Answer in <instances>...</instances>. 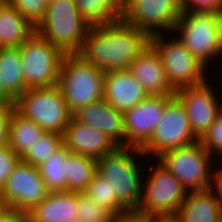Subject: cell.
<instances>
[{"label":"cell","mask_w":222,"mask_h":222,"mask_svg":"<svg viewBox=\"0 0 222 222\" xmlns=\"http://www.w3.org/2000/svg\"><path fill=\"white\" fill-rule=\"evenodd\" d=\"M151 45V36L122 19L91 26L79 52L85 61L104 73L126 70Z\"/></svg>","instance_id":"6da1fadb"},{"label":"cell","mask_w":222,"mask_h":222,"mask_svg":"<svg viewBox=\"0 0 222 222\" xmlns=\"http://www.w3.org/2000/svg\"><path fill=\"white\" fill-rule=\"evenodd\" d=\"M91 25L79 13L75 0H50L36 33L64 54L78 53Z\"/></svg>","instance_id":"7a4b0ae2"},{"label":"cell","mask_w":222,"mask_h":222,"mask_svg":"<svg viewBox=\"0 0 222 222\" xmlns=\"http://www.w3.org/2000/svg\"><path fill=\"white\" fill-rule=\"evenodd\" d=\"M134 154L144 155L139 148L118 146L112 153L97 159V172L108 181L118 201L128 211H136L141 201L142 179Z\"/></svg>","instance_id":"3957f363"},{"label":"cell","mask_w":222,"mask_h":222,"mask_svg":"<svg viewBox=\"0 0 222 222\" xmlns=\"http://www.w3.org/2000/svg\"><path fill=\"white\" fill-rule=\"evenodd\" d=\"M105 74L77 53L64 55L58 86L72 113L82 106L104 98Z\"/></svg>","instance_id":"277c9868"},{"label":"cell","mask_w":222,"mask_h":222,"mask_svg":"<svg viewBox=\"0 0 222 222\" xmlns=\"http://www.w3.org/2000/svg\"><path fill=\"white\" fill-rule=\"evenodd\" d=\"M14 109L44 132L61 135L73 117L58 85L25 90L14 101Z\"/></svg>","instance_id":"5b68a950"},{"label":"cell","mask_w":222,"mask_h":222,"mask_svg":"<svg viewBox=\"0 0 222 222\" xmlns=\"http://www.w3.org/2000/svg\"><path fill=\"white\" fill-rule=\"evenodd\" d=\"M178 30V39L205 66L222 53V13L182 11L174 28Z\"/></svg>","instance_id":"8992f818"},{"label":"cell","mask_w":222,"mask_h":222,"mask_svg":"<svg viewBox=\"0 0 222 222\" xmlns=\"http://www.w3.org/2000/svg\"><path fill=\"white\" fill-rule=\"evenodd\" d=\"M21 67L28 89L58 85L64 53L36 32L20 47Z\"/></svg>","instance_id":"52a82bcc"},{"label":"cell","mask_w":222,"mask_h":222,"mask_svg":"<svg viewBox=\"0 0 222 222\" xmlns=\"http://www.w3.org/2000/svg\"><path fill=\"white\" fill-rule=\"evenodd\" d=\"M213 157L198 140L188 146L164 152L158 161L172 173L187 191L212 188L211 175Z\"/></svg>","instance_id":"ba28073f"},{"label":"cell","mask_w":222,"mask_h":222,"mask_svg":"<svg viewBox=\"0 0 222 222\" xmlns=\"http://www.w3.org/2000/svg\"><path fill=\"white\" fill-rule=\"evenodd\" d=\"M165 40L162 32L151 36V45L161 57L171 87L177 91L206 82L205 65L179 39Z\"/></svg>","instance_id":"9c48e42d"},{"label":"cell","mask_w":222,"mask_h":222,"mask_svg":"<svg viewBox=\"0 0 222 222\" xmlns=\"http://www.w3.org/2000/svg\"><path fill=\"white\" fill-rule=\"evenodd\" d=\"M142 185L141 201L137 212L149 216H175L184 203L187 190L159 161Z\"/></svg>","instance_id":"30bf717a"},{"label":"cell","mask_w":222,"mask_h":222,"mask_svg":"<svg viewBox=\"0 0 222 222\" xmlns=\"http://www.w3.org/2000/svg\"><path fill=\"white\" fill-rule=\"evenodd\" d=\"M199 139L191 131L185 106L174 95L166 104L162 119L149 142L141 149L144 156H161L164 152L188 146Z\"/></svg>","instance_id":"8fae6325"},{"label":"cell","mask_w":222,"mask_h":222,"mask_svg":"<svg viewBox=\"0 0 222 222\" xmlns=\"http://www.w3.org/2000/svg\"><path fill=\"white\" fill-rule=\"evenodd\" d=\"M181 13L179 0H123L122 20L150 36L163 29L174 32Z\"/></svg>","instance_id":"7c38bea8"},{"label":"cell","mask_w":222,"mask_h":222,"mask_svg":"<svg viewBox=\"0 0 222 222\" xmlns=\"http://www.w3.org/2000/svg\"><path fill=\"white\" fill-rule=\"evenodd\" d=\"M49 193L36 166L20 160L0 193V200L10 209L30 212Z\"/></svg>","instance_id":"4fadbf2b"},{"label":"cell","mask_w":222,"mask_h":222,"mask_svg":"<svg viewBox=\"0 0 222 222\" xmlns=\"http://www.w3.org/2000/svg\"><path fill=\"white\" fill-rule=\"evenodd\" d=\"M174 95H148L124 113L125 147L142 149L151 139L163 117L167 102Z\"/></svg>","instance_id":"5bb4252c"},{"label":"cell","mask_w":222,"mask_h":222,"mask_svg":"<svg viewBox=\"0 0 222 222\" xmlns=\"http://www.w3.org/2000/svg\"><path fill=\"white\" fill-rule=\"evenodd\" d=\"M175 95L185 106L191 131L200 139L222 112L215 92L206 81L201 85L181 88Z\"/></svg>","instance_id":"9a60e30c"},{"label":"cell","mask_w":222,"mask_h":222,"mask_svg":"<svg viewBox=\"0 0 222 222\" xmlns=\"http://www.w3.org/2000/svg\"><path fill=\"white\" fill-rule=\"evenodd\" d=\"M73 118L105 133L117 146L125 147L124 113L116 110L104 99L78 108L73 112Z\"/></svg>","instance_id":"2e32d148"},{"label":"cell","mask_w":222,"mask_h":222,"mask_svg":"<svg viewBox=\"0 0 222 222\" xmlns=\"http://www.w3.org/2000/svg\"><path fill=\"white\" fill-rule=\"evenodd\" d=\"M63 145L73 154L99 159L118 146L103 132L76 121L73 117L63 134Z\"/></svg>","instance_id":"e0dca14e"},{"label":"cell","mask_w":222,"mask_h":222,"mask_svg":"<svg viewBox=\"0 0 222 222\" xmlns=\"http://www.w3.org/2000/svg\"><path fill=\"white\" fill-rule=\"evenodd\" d=\"M128 70L148 95H175L176 91L168 81L161 57L152 45L131 62Z\"/></svg>","instance_id":"ac0fdd59"},{"label":"cell","mask_w":222,"mask_h":222,"mask_svg":"<svg viewBox=\"0 0 222 222\" xmlns=\"http://www.w3.org/2000/svg\"><path fill=\"white\" fill-rule=\"evenodd\" d=\"M104 86L103 99L121 113L132 109L148 96L128 69L107 72Z\"/></svg>","instance_id":"d6986e66"},{"label":"cell","mask_w":222,"mask_h":222,"mask_svg":"<svg viewBox=\"0 0 222 222\" xmlns=\"http://www.w3.org/2000/svg\"><path fill=\"white\" fill-rule=\"evenodd\" d=\"M78 218V192H49L28 212V222H74Z\"/></svg>","instance_id":"ffe728a7"},{"label":"cell","mask_w":222,"mask_h":222,"mask_svg":"<svg viewBox=\"0 0 222 222\" xmlns=\"http://www.w3.org/2000/svg\"><path fill=\"white\" fill-rule=\"evenodd\" d=\"M213 187L187 192L184 203L175 217L179 222H220L222 210Z\"/></svg>","instance_id":"44dd1931"},{"label":"cell","mask_w":222,"mask_h":222,"mask_svg":"<svg viewBox=\"0 0 222 222\" xmlns=\"http://www.w3.org/2000/svg\"><path fill=\"white\" fill-rule=\"evenodd\" d=\"M36 32L8 1L0 5V48L20 47Z\"/></svg>","instance_id":"7402d4cb"},{"label":"cell","mask_w":222,"mask_h":222,"mask_svg":"<svg viewBox=\"0 0 222 222\" xmlns=\"http://www.w3.org/2000/svg\"><path fill=\"white\" fill-rule=\"evenodd\" d=\"M0 80L4 91L14 101L28 89L21 67L19 47L0 48Z\"/></svg>","instance_id":"603a6c76"},{"label":"cell","mask_w":222,"mask_h":222,"mask_svg":"<svg viewBox=\"0 0 222 222\" xmlns=\"http://www.w3.org/2000/svg\"><path fill=\"white\" fill-rule=\"evenodd\" d=\"M43 129L34 121L24 118L15 109L9 115L7 144L21 158L32 145L40 140Z\"/></svg>","instance_id":"cb8c5ba5"},{"label":"cell","mask_w":222,"mask_h":222,"mask_svg":"<svg viewBox=\"0 0 222 222\" xmlns=\"http://www.w3.org/2000/svg\"><path fill=\"white\" fill-rule=\"evenodd\" d=\"M97 173V159L66 148V191L84 192Z\"/></svg>","instance_id":"d4e9b609"},{"label":"cell","mask_w":222,"mask_h":222,"mask_svg":"<svg viewBox=\"0 0 222 222\" xmlns=\"http://www.w3.org/2000/svg\"><path fill=\"white\" fill-rule=\"evenodd\" d=\"M81 16L91 25H106L122 19L123 0H75Z\"/></svg>","instance_id":"484cf974"},{"label":"cell","mask_w":222,"mask_h":222,"mask_svg":"<svg viewBox=\"0 0 222 222\" xmlns=\"http://www.w3.org/2000/svg\"><path fill=\"white\" fill-rule=\"evenodd\" d=\"M37 168L49 192L66 191V147L64 145Z\"/></svg>","instance_id":"4316f807"},{"label":"cell","mask_w":222,"mask_h":222,"mask_svg":"<svg viewBox=\"0 0 222 222\" xmlns=\"http://www.w3.org/2000/svg\"><path fill=\"white\" fill-rule=\"evenodd\" d=\"M97 205L104 207L113 216L125 213L128 210L118 201L115 190L98 172L84 191Z\"/></svg>","instance_id":"83f0119b"},{"label":"cell","mask_w":222,"mask_h":222,"mask_svg":"<svg viewBox=\"0 0 222 222\" xmlns=\"http://www.w3.org/2000/svg\"><path fill=\"white\" fill-rule=\"evenodd\" d=\"M63 145V135L56 133L44 132L25 153L21 160L32 166L38 167L45 162Z\"/></svg>","instance_id":"f1b7e54d"},{"label":"cell","mask_w":222,"mask_h":222,"mask_svg":"<svg viewBox=\"0 0 222 222\" xmlns=\"http://www.w3.org/2000/svg\"><path fill=\"white\" fill-rule=\"evenodd\" d=\"M113 217L108 210L97 205L87 194L78 192V221L113 222Z\"/></svg>","instance_id":"f546056e"},{"label":"cell","mask_w":222,"mask_h":222,"mask_svg":"<svg viewBox=\"0 0 222 222\" xmlns=\"http://www.w3.org/2000/svg\"><path fill=\"white\" fill-rule=\"evenodd\" d=\"M49 1L50 0H8L35 28L44 19Z\"/></svg>","instance_id":"4dcf8cb0"},{"label":"cell","mask_w":222,"mask_h":222,"mask_svg":"<svg viewBox=\"0 0 222 222\" xmlns=\"http://www.w3.org/2000/svg\"><path fill=\"white\" fill-rule=\"evenodd\" d=\"M199 141L211 155L215 152L216 155L222 156V112L216 117L214 123Z\"/></svg>","instance_id":"1f68e13d"},{"label":"cell","mask_w":222,"mask_h":222,"mask_svg":"<svg viewBox=\"0 0 222 222\" xmlns=\"http://www.w3.org/2000/svg\"><path fill=\"white\" fill-rule=\"evenodd\" d=\"M20 160L21 158L8 144L0 147V193L4 188L8 177Z\"/></svg>","instance_id":"d6a6232c"},{"label":"cell","mask_w":222,"mask_h":222,"mask_svg":"<svg viewBox=\"0 0 222 222\" xmlns=\"http://www.w3.org/2000/svg\"><path fill=\"white\" fill-rule=\"evenodd\" d=\"M182 11L222 13V0H179Z\"/></svg>","instance_id":"836d02e7"},{"label":"cell","mask_w":222,"mask_h":222,"mask_svg":"<svg viewBox=\"0 0 222 222\" xmlns=\"http://www.w3.org/2000/svg\"><path fill=\"white\" fill-rule=\"evenodd\" d=\"M14 105L0 106V147L8 142V120Z\"/></svg>","instance_id":"e575fe53"},{"label":"cell","mask_w":222,"mask_h":222,"mask_svg":"<svg viewBox=\"0 0 222 222\" xmlns=\"http://www.w3.org/2000/svg\"><path fill=\"white\" fill-rule=\"evenodd\" d=\"M113 222H150V216L137 211H127L114 216Z\"/></svg>","instance_id":"d590c367"},{"label":"cell","mask_w":222,"mask_h":222,"mask_svg":"<svg viewBox=\"0 0 222 222\" xmlns=\"http://www.w3.org/2000/svg\"><path fill=\"white\" fill-rule=\"evenodd\" d=\"M0 222H28V213L6 208L0 215Z\"/></svg>","instance_id":"8d00e7d4"},{"label":"cell","mask_w":222,"mask_h":222,"mask_svg":"<svg viewBox=\"0 0 222 222\" xmlns=\"http://www.w3.org/2000/svg\"><path fill=\"white\" fill-rule=\"evenodd\" d=\"M215 174L213 175L214 176V178H212V179H214L213 181H211L212 182V184H213V182L215 183V188H214V190L213 191H215V189L217 190L216 192H214L215 194H216V197H217V199H218V202H219V204H220V206H221V210H222V166L220 167V168H217V170H215V172H214Z\"/></svg>","instance_id":"74e56055"},{"label":"cell","mask_w":222,"mask_h":222,"mask_svg":"<svg viewBox=\"0 0 222 222\" xmlns=\"http://www.w3.org/2000/svg\"><path fill=\"white\" fill-rule=\"evenodd\" d=\"M14 105V100L4 91L0 80V106Z\"/></svg>","instance_id":"f35d334b"},{"label":"cell","mask_w":222,"mask_h":222,"mask_svg":"<svg viewBox=\"0 0 222 222\" xmlns=\"http://www.w3.org/2000/svg\"><path fill=\"white\" fill-rule=\"evenodd\" d=\"M150 222H179L175 216H150Z\"/></svg>","instance_id":"ab89813d"},{"label":"cell","mask_w":222,"mask_h":222,"mask_svg":"<svg viewBox=\"0 0 222 222\" xmlns=\"http://www.w3.org/2000/svg\"><path fill=\"white\" fill-rule=\"evenodd\" d=\"M7 208V206L0 200V215Z\"/></svg>","instance_id":"60d3db41"},{"label":"cell","mask_w":222,"mask_h":222,"mask_svg":"<svg viewBox=\"0 0 222 222\" xmlns=\"http://www.w3.org/2000/svg\"><path fill=\"white\" fill-rule=\"evenodd\" d=\"M8 0H0V5L4 4L5 2H7Z\"/></svg>","instance_id":"b9f144b4"}]
</instances>
